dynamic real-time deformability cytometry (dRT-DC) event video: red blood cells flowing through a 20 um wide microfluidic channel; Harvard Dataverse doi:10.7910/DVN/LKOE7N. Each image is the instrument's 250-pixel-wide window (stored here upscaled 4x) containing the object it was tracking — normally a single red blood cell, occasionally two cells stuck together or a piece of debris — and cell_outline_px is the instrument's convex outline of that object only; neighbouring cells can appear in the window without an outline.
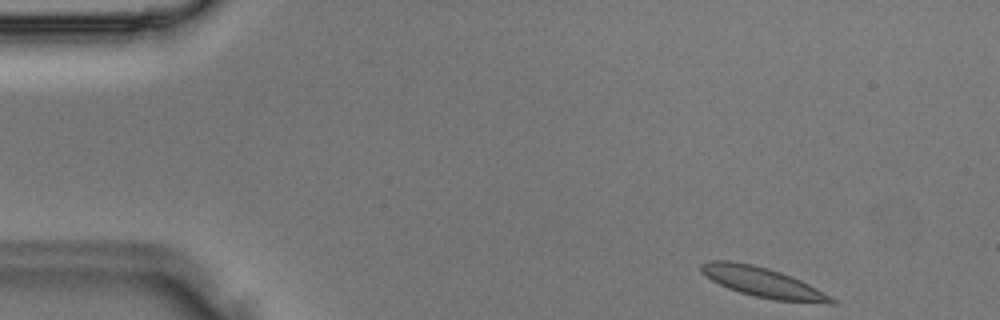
{"species": "Egyptian fruit bat (a non-hibernating species)", "species_latin": "Rousettus aegyptiacus", "temperature_condition": "room temperature", "stored_images_in_passage": 35, "camera_frame_rate_fps": 3000, "um_per_image_px": 0.085, "animal": {"sex": "male"}, "frame": {"image": 1, "passage_image": 1, "time_ms": 0.0, "image_size_px": [1000, 320], "cell_outline_px": [[836, 304], [828, 304], [772, 300], [740, 292], [728, 288], [712, 280], [700, 272], [700, 264], [708, 260], [728, 260], [752, 264], [768, 268], [780, 272], [800, 280], [832, 296], [836, 300]], "centroid_in_image_um": [64.84, 24.0], "position_along_channel_um": 20.2, "area_um2": 22.72}}
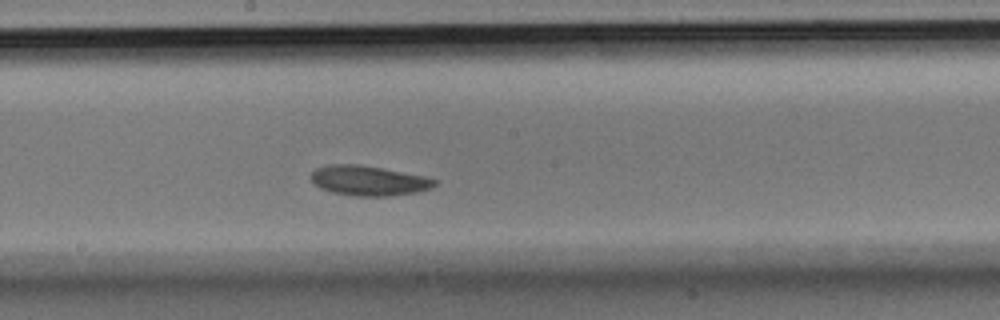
{"frame": {"image": 2, "passage_image": 17, "time_ms": 5.333, "image_size_px": [1000, 320], "cell_outline_px": [[436, 184], [432, 188], [416, 192], [388, 196], [356, 196], [332, 192], [320, 188], [312, 180], [312, 172], [316, 168], [328, 164], [356, 164], [380, 168], [424, 176], [436, 180]], "centroid_in_image_um": [31.32, 15.36], "position_along_channel_um": 216.9, "area_um2": 21.27}}
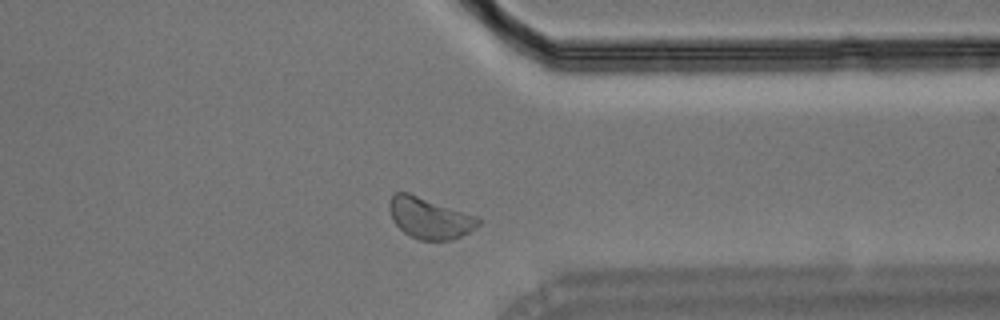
{"frame": {"image": 3, "passage_image": 26, "time_ms": 8.333, "image_size_px": [1000, 320], "cell_outline_px": [[480, 224], [476, 228], [452, 240], [420, 240], [408, 236], [392, 220], [388, 208], [388, 200], [392, 192], [408, 192], [476, 216], [480, 220]], "centroid_in_image_um": [36.46, 18.53], "position_along_channel_um": 374.9, "area_um2": 21.39}}